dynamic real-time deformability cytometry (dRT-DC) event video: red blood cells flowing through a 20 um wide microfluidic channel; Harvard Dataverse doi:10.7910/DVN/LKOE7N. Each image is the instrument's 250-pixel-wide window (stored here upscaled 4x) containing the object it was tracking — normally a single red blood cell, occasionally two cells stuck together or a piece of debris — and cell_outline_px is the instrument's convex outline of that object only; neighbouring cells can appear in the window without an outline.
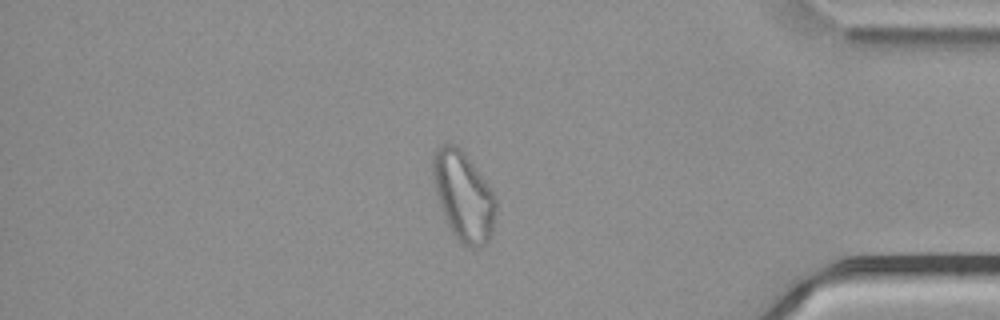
{"species": "common noctule bat (a hibernating species)", "species_latin": "Nyctalus noctula", "temperature_condition": "cold", "stored_images_in_passage": 55, "camera_frame_rate_fps": 3000, "um_per_image_px": 0.085, "animal": {"sex": "male", "body_mass_g": 21.5, "forearm_length_mm": 52.0}, "frame": {"image": 1, "passage_image": 47, "time_ms": 15.333, "image_size_px": [1000, 320], "cell_outline_px": [[496, 212], [492, 232], [488, 240], [480, 248], [472, 248], [464, 244], [456, 236], [448, 224], [444, 216], [432, 180], [432, 152], [440, 144], [456, 144], [464, 152], [488, 184], [496, 196]], "centroid_in_image_um": [39.39, 16.63], "position_along_channel_um": 395.8, "area_um2": 32.71}}